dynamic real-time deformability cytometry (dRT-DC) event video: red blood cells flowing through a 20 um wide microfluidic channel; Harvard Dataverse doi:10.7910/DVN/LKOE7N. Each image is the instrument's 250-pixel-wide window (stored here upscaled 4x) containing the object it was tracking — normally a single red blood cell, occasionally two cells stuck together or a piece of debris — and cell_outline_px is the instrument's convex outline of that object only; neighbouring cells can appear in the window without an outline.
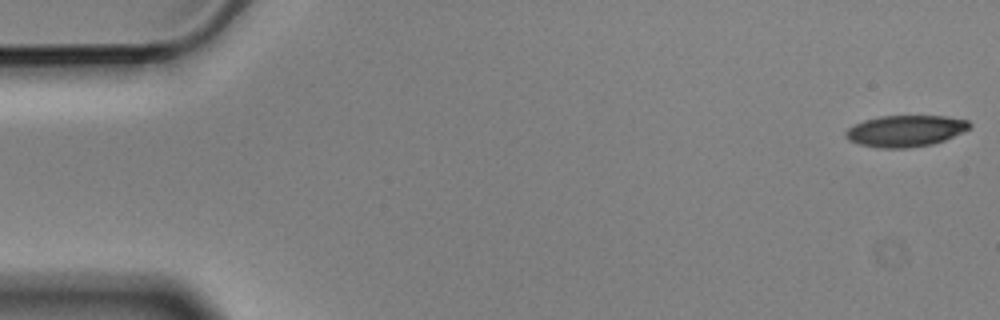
{"species": "Egyptian fruit bat (a non-hibernating species)", "species_latin": "Rousettus aegyptiacus", "temperature_condition": "cold", "stored_images_in_passage": 5, "camera_frame_rate_fps": 3000, "um_per_image_px": 0.085, "animal": {"sex": "male"}, "frame": {"image": 1, "passage_image": 1, "time_ms": 0.0, "image_size_px": [1000, 320], "cell_outline_px": [[972, 124], [968, 128], [944, 140], [932, 144], [908, 148], [880, 148], [860, 144], [848, 140], [844, 136], [844, 132], [848, 128], [864, 120], [880, 116], [948, 116], [968, 120]], "centroid_in_image_um": [76.93, 11.12], "position_along_channel_um": 8.1, "area_um2": 22.54}}